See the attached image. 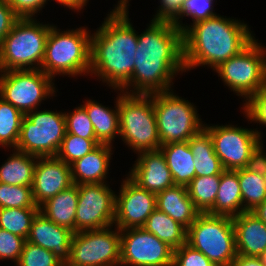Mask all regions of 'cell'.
I'll return each mask as SVG.
<instances>
[{"instance_id":"42","label":"cell","mask_w":266,"mask_h":266,"mask_svg":"<svg viewBox=\"0 0 266 266\" xmlns=\"http://www.w3.org/2000/svg\"><path fill=\"white\" fill-rule=\"evenodd\" d=\"M48 1L50 0H7V3L20 18H33L44 9Z\"/></svg>"},{"instance_id":"36","label":"cell","mask_w":266,"mask_h":266,"mask_svg":"<svg viewBox=\"0 0 266 266\" xmlns=\"http://www.w3.org/2000/svg\"><path fill=\"white\" fill-rule=\"evenodd\" d=\"M0 208H39L34 202L32 186L0 182Z\"/></svg>"},{"instance_id":"25","label":"cell","mask_w":266,"mask_h":266,"mask_svg":"<svg viewBox=\"0 0 266 266\" xmlns=\"http://www.w3.org/2000/svg\"><path fill=\"white\" fill-rule=\"evenodd\" d=\"M175 185L187 186L195 177L194 155L188 141L161 145Z\"/></svg>"},{"instance_id":"34","label":"cell","mask_w":266,"mask_h":266,"mask_svg":"<svg viewBox=\"0 0 266 266\" xmlns=\"http://www.w3.org/2000/svg\"><path fill=\"white\" fill-rule=\"evenodd\" d=\"M100 144L97 139H85L74 134L65 133L56 157L71 165L93 151Z\"/></svg>"},{"instance_id":"16","label":"cell","mask_w":266,"mask_h":266,"mask_svg":"<svg viewBox=\"0 0 266 266\" xmlns=\"http://www.w3.org/2000/svg\"><path fill=\"white\" fill-rule=\"evenodd\" d=\"M125 176L116 194L114 225L120 230L143 227L157 208L156 194Z\"/></svg>"},{"instance_id":"19","label":"cell","mask_w":266,"mask_h":266,"mask_svg":"<svg viewBox=\"0 0 266 266\" xmlns=\"http://www.w3.org/2000/svg\"><path fill=\"white\" fill-rule=\"evenodd\" d=\"M73 234L70 229L57 225L38 212L26 241L51 251L59 261H69Z\"/></svg>"},{"instance_id":"10","label":"cell","mask_w":266,"mask_h":266,"mask_svg":"<svg viewBox=\"0 0 266 266\" xmlns=\"http://www.w3.org/2000/svg\"><path fill=\"white\" fill-rule=\"evenodd\" d=\"M204 128L209 132L215 154L225 170L235 171L256 163L259 151L263 147V133L260 129L207 123Z\"/></svg>"},{"instance_id":"39","label":"cell","mask_w":266,"mask_h":266,"mask_svg":"<svg viewBox=\"0 0 266 266\" xmlns=\"http://www.w3.org/2000/svg\"><path fill=\"white\" fill-rule=\"evenodd\" d=\"M241 111L250 123L266 127V86L242 103ZM249 119V120H248Z\"/></svg>"},{"instance_id":"7","label":"cell","mask_w":266,"mask_h":266,"mask_svg":"<svg viewBox=\"0 0 266 266\" xmlns=\"http://www.w3.org/2000/svg\"><path fill=\"white\" fill-rule=\"evenodd\" d=\"M186 243L216 266H231L237 257L232 217L199 213L187 229Z\"/></svg>"},{"instance_id":"22","label":"cell","mask_w":266,"mask_h":266,"mask_svg":"<svg viewBox=\"0 0 266 266\" xmlns=\"http://www.w3.org/2000/svg\"><path fill=\"white\" fill-rule=\"evenodd\" d=\"M157 208L186 229L200 213L190 199L186 186L174 185L156 194Z\"/></svg>"},{"instance_id":"1","label":"cell","mask_w":266,"mask_h":266,"mask_svg":"<svg viewBox=\"0 0 266 266\" xmlns=\"http://www.w3.org/2000/svg\"><path fill=\"white\" fill-rule=\"evenodd\" d=\"M183 33L172 22L152 21L138 34L131 79L120 89L151 95L173 90L175 76L185 73Z\"/></svg>"},{"instance_id":"9","label":"cell","mask_w":266,"mask_h":266,"mask_svg":"<svg viewBox=\"0 0 266 266\" xmlns=\"http://www.w3.org/2000/svg\"><path fill=\"white\" fill-rule=\"evenodd\" d=\"M258 41L255 38L214 70L229 90L244 99L243 102L266 86V47Z\"/></svg>"},{"instance_id":"2","label":"cell","mask_w":266,"mask_h":266,"mask_svg":"<svg viewBox=\"0 0 266 266\" xmlns=\"http://www.w3.org/2000/svg\"><path fill=\"white\" fill-rule=\"evenodd\" d=\"M108 13L91 34L89 75L113 90H120L132 77L138 32L130 22L128 10Z\"/></svg>"},{"instance_id":"50","label":"cell","mask_w":266,"mask_h":266,"mask_svg":"<svg viewBox=\"0 0 266 266\" xmlns=\"http://www.w3.org/2000/svg\"><path fill=\"white\" fill-rule=\"evenodd\" d=\"M57 266H76L72 264L70 261H60Z\"/></svg>"},{"instance_id":"20","label":"cell","mask_w":266,"mask_h":266,"mask_svg":"<svg viewBox=\"0 0 266 266\" xmlns=\"http://www.w3.org/2000/svg\"><path fill=\"white\" fill-rule=\"evenodd\" d=\"M237 254L260 257L266 252V224L252 212H242L232 218Z\"/></svg>"},{"instance_id":"38","label":"cell","mask_w":266,"mask_h":266,"mask_svg":"<svg viewBox=\"0 0 266 266\" xmlns=\"http://www.w3.org/2000/svg\"><path fill=\"white\" fill-rule=\"evenodd\" d=\"M60 261L49 250L25 241L16 266H57Z\"/></svg>"},{"instance_id":"41","label":"cell","mask_w":266,"mask_h":266,"mask_svg":"<svg viewBox=\"0 0 266 266\" xmlns=\"http://www.w3.org/2000/svg\"><path fill=\"white\" fill-rule=\"evenodd\" d=\"M173 266H216L203 253L187 243L174 250Z\"/></svg>"},{"instance_id":"12","label":"cell","mask_w":266,"mask_h":266,"mask_svg":"<svg viewBox=\"0 0 266 266\" xmlns=\"http://www.w3.org/2000/svg\"><path fill=\"white\" fill-rule=\"evenodd\" d=\"M54 82L41 69L0 71V97L25 115L55 96Z\"/></svg>"},{"instance_id":"51","label":"cell","mask_w":266,"mask_h":266,"mask_svg":"<svg viewBox=\"0 0 266 266\" xmlns=\"http://www.w3.org/2000/svg\"><path fill=\"white\" fill-rule=\"evenodd\" d=\"M260 259L266 265V252L260 256Z\"/></svg>"},{"instance_id":"48","label":"cell","mask_w":266,"mask_h":266,"mask_svg":"<svg viewBox=\"0 0 266 266\" xmlns=\"http://www.w3.org/2000/svg\"><path fill=\"white\" fill-rule=\"evenodd\" d=\"M264 149L265 148L262 147L261 150L259 151L256 163L261 167L266 181V152Z\"/></svg>"},{"instance_id":"14","label":"cell","mask_w":266,"mask_h":266,"mask_svg":"<svg viewBox=\"0 0 266 266\" xmlns=\"http://www.w3.org/2000/svg\"><path fill=\"white\" fill-rule=\"evenodd\" d=\"M115 193L108 183L78 185L75 233L114 225Z\"/></svg>"},{"instance_id":"32","label":"cell","mask_w":266,"mask_h":266,"mask_svg":"<svg viewBox=\"0 0 266 266\" xmlns=\"http://www.w3.org/2000/svg\"><path fill=\"white\" fill-rule=\"evenodd\" d=\"M25 115L0 97V147L15 149Z\"/></svg>"},{"instance_id":"23","label":"cell","mask_w":266,"mask_h":266,"mask_svg":"<svg viewBox=\"0 0 266 266\" xmlns=\"http://www.w3.org/2000/svg\"><path fill=\"white\" fill-rule=\"evenodd\" d=\"M80 104L87 112L96 135V139L101 144L113 145L115 137L120 136L119 131V108L118 95L114 108L106 107L94 99H87ZM112 108V109H111Z\"/></svg>"},{"instance_id":"15","label":"cell","mask_w":266,"mask_h":266,"mask_svg":"<svg viewBox=\"0 0 266 266\" xmlns=\"http://www.w3.org/2000/svg\"><path fill=\"white\" fill-rule=\"evenodd\" d=\"M174 249L143 227L120 230V266H173Z\"/></svg>"},{"instance_id":"45","label":"cell","mask_w":266,"mask_h":266,"mask_svg":"<svg viewBox=\"0 0 266 266\" xmlns=\"http://www.w3.org/2000/svg\"><path fill=\"white\" fill-rule=\"evenodd\" d=\"M231 266H266L260 257H246L237 255Z\"/></svg>"},{"instance_id":"17","label":"cell","mask_w":266,"mask_h":266,"mask_svg":"<svg viewBox=\"0 0 266 266\" xmlns=\"http://www.w3.org/2000/svg\"><path fill=\"white\" fill-rule=\"evenodd\" d=\"M72 185L70 165L57 157H38L32 184V195L37 206Z\"/></svg>"},{"instance_id":"43","label":"cell","mask_w":266,"mask_h":266,"mask_svg":"<svg viewBox=\"0 0 266 266\" xmlns=\"http://www.w3.org/2000/svg\"><path fill=\"white\" fill-rule=\"evenodd\" d=\"M186 0H159L160 5L152 21L174 22L180 15Z\"/></svg>"},{"instance_id":"5","label":"cell","mask_w":266,"mask_h":266,"mask_svg":"<svg viewBox=\"0 0 266 266\" xmlns=\"http://www.w3.org/2000/svg\"><path fill=\"white\" fill-rule=\"evenodd\" d=\"M118 91L120 138L136 154L143 151L159 150L153 94H128ZM120 91V92H119Z\"/></svg>"},{"instance_id":"13","label":"cell","mask_w":266,"mask_h":266,"mask_svg":"<svg viewBox=\"0 0 266 266\" xmlns=\"http://www.w3.org/2000/svg\"><path fill=\"white\" fill-rule=\"evenodd\" d=\"M113 226L74 233L69 261L76 266H120V229Z\"/></svg>"},{"instance_id":"6","label":"cell","mask_w":266,"mask_h":266,"mask_svg":"<svg viewBox=\"0 0 266 266\" xmlns=\"http://www.w3.org/2000/svg\"><path fill=\"white\" fill-rule=\"evenodd\" d=\"M50 23L19 18L0 45V71L41 69Z\"/></svg>"},{"instance_id":"46","label":"cell","mask_w":266,"mask_h":266,"mask_svg":"<svg viewBox=\"0 0 266 266\" xmlns=\"http://www.w3.org/2000/svg\"><path fill=\"white\" fill-rule=\"evenodd\" d=\"M59 5L64 6V8H69L74 12H81L84 7L87 6L89 0H55ZM83 9V10H81Z\"/></svg>"},{"instance_id":"31","label":"cell","mask_w":266,"mask_h":266,"mask_svg":"<svg viewBox=\"0 0 266 266\" xmlns=\"http://www.w3.org/2000/svg\"><path fill=\"white\" fill-rule=\"evenodd\" d=\"M221 175L196 176L186 187L190 199L200 213H207L215 203Z\"/></svg>"},{"instance_id":"26","label":"cell","mask_w":266,"mask_h":266,"mask_svg":"<svg viewBox=\"0 0 266 266\" xmlns=\"http://www.w3.org/2000/svg\"><path fill=\"white\" fill-rule=\"evenodd\" d=\"M207 213L232 218L242 213V194L238 180V170H224L221 173L214 206Z\"/></svg>"},{"instance_id":"8","label":"cell","mask_w":266,"mask_h":266,"mask_svg":"<svg viewBox=\"0 0 266 266\" xmlns=\"http://www.w3.org/2000/svg\"><path fill=\"white\" fill-rule=\"evenodd\" d=\"M153 107L161 145L189 141L204 128L197 106L173 90L153 94Z\"/></svg>"},{"instance_id":"11","label":"cell","mask_w":266,"mask_h":266,"mask_svg":"<svg viewBox=\"0 0 266 266\" xmlns=\"http://www.w3.org/2000/svg\"><path fill=\"white\" fill-rule=\"evenodd\" d=\"M66 133L62 111L34 110L22 118L15 150L37 157H56Z\"/></svg>"},{"instance_id":"35","label":"cell","mask_w":266,"mask_h":266,"mask_svg":"<svg viewBox=\"0 0 266 266\" xmlns=\"http://www.w3.org/2000/svg\"><path fill=\"white\" fill-rule=\"evenodd\" d=\"M214 1L186 0L183 3L179 17L173 22V25L184 33L192 24L217 16V13L214 12ZM183 17L192 18L193 23L190 25L188 23L184 24L182 22Z\"/></svg>"},{"instance_id":"47","label":"cell","mask_w":266,"mask_h":266,"mask_svg":"<svg viewBox=\"0 0 266 266\" xmlns=\"http://www.w3.org/2000/svg\"><path fill=\"white\" fill-rule=\"evenodd\" d=\"M251 212L266 224V200Z\"/></svg>"},{"instance_id":"44","label":"cell","mask_w":266,"mask_h":266,"mask_svg":"<svg viewBox=\"0 0 266 266\" xmlns=\"http://www.w3.org/2000/svg\"><path fill=\"white\" fill-rule=\"evenodd\" d=\"M19 18L7 0H0V45Z\"/></svg>"},{"instance_id":"21","label":"cell","mask_w":266,"mask_h":266,"mask_svg":"<svg viewBox=\"0 0 266 266\" xmlns=\"http://www.w3.org/2000/svg\"><path fill=\"white\" fill-rule=\"evenodd\" d=\"M113 145L100 144L93 151L72 163L71 174L75 185L107 183Z\"/></svg>"},{"instance_id":"40","label":"cell","mask_w":266,"mask_h":266,"mask_svg":"<svg viewBox=\"0 0 266 266\" xmlns=\"http://www.w3.org/2000/svg\"><path fill=\"white\" fill-rule=\"evenodd\" d=\"M26 239L0 228V261L11 260L16 264Z\"/></svg>"},{"instance_id":"24","label":"cell","mask_w":266,"mask_h":266,"mask_svg":"<svg viewBox=\"0 0 266 266\" xmlns=\"http://www.w3.org/2000/svg\"><path fill=\"white\" fill-rule=\"evenodd\" d=\"M78 202V185L61 191L39 206L46 218L59 226L66 227L75 233V217Z\"/></svg>"},{"instance_id":"4","label":"cell","mask_w":266,"mask_h":266,"mask_svg":"<svg viewBox=\"0 0 266 266\" xmlns=\"http://www.w3.org/2000/svg\"><path fill=\"white\" fill-rule=\"evenodd\" d=\"M88 27L62 31L53 25L47 36L41 70L53 79L57 75L89 76L91 31ZM61 30V31H60Z\"/></svg>"},{"instance_id":"33","label":"cell","mask_w":266,"mask_h":266,"mask_svg":"<svg viewBox=\"0 0 266 266\" xmlns=\"http://www.w3.org/2000/svg\"><path fill=\"white\" fill-rule=\"evenodd\" d=\"M39 208H0V228L27 239Z\"/></svg>"},{"instance_id":"18","label":"cell","mask_w":266,"mask_h":266,"mask_svg":"<svg viewBox=\"0 0 266 266\" xmlns=\"http://www.w3.org/2000/svg\"><path fill=\"white\" fill-rule=\"evenodd\" d=\"M137 156L128 176L141 188L157 194L175 185L160 149L143 151Z\"/></svg>"},{"instance_id":"28","label":"cell","mask_w":266,"mask_h":266,"mask_svg":"<svg viewBox=\"0 0 266 266\" xmlns=\"http://www.w3.org/2000/svg\"><path fill=\"white\" fill-rule=\"evenodd\" d=\"M37 159V156L12 149L10 156L0 166V182L32 186Z\"/></svg>"},{"instance_id":"30","label":"cell","mask_w":266,"mask_h":266,"mask_svg":"<svg viewBox=\"0 0 266 266\" xmlns=\"http://www.w3.org/2000/svg\"><path fill=\"white\" fill-rule=\"evenodd\" d=\"M143 228L174 250L186 244L187 229L158 208L147 218Z\"/></svg>"},{"instance_id":"3","label":"cell","mask_w":266,"mask_h":266,"mask_svg":"<svg viewBox=\"0 0 266 266\" xmlns=\"http://www.w3.org/2000/svg\"><path fill=\"white\" fill-rule=\"evenodd\" d=\"M241 21L218 14L192 24L183 33L185 71L200 66L214 71L245 49L255 39V34L247 23Z\"/></svg>"},{"instance_id":"29","label":"cell","mask_w":266,"mask_h":266,"mask_svg":"<svg viewBox=\"0 0 266 266\" xmlns=\"http://www.w3.org/2000/svg\"><path fill=\"white\" fill-rule=\"evenodd\" d=\"M238 180L242 194V212H251L266 200V181L261 167L238 169Z\"/></svg>"},{"instance_id":"27","label":"cell","mask_w":266,"mask_h":266,"mask_svg":"<svg viewBox=\"0 0 266 266\" xmlns=\"http://www.w3.org/2000/svg\"><path fill=\"white\" fill-rule=\"evenodd\" d=\"M194 155L196 176L221 175L225 170L215 154L209 132L203 128L188 141Z\"/></svg>"},{"instance_id":"37","label":"cell","mask_w":266,"mask_h":266,"mask_svg":"<svg viewBox=\"0 0 266 266\" xmlns=\"http://www.w3.org/2000/svg\"><path fill=\"white\" fill-rule=\"evenodd\" d=\"M66 119V133L74 134L85 139H96L92 122L86 110L80 105L73 111H64Z\"/></svg>"},{"instance_id":"49","label":"cell","mask_w":266,"mask_h":266,"mask_svg":"<svg viewBox=\"0 0 266 266\" xmlns=\"http://www.w3.org/2000/svg\"><path fill=\"white\" fill-rule=\"evenodd\" d=\"M130 0H118V3L114 6L112 10H129Z\"/></svg>"}]
</instances>
